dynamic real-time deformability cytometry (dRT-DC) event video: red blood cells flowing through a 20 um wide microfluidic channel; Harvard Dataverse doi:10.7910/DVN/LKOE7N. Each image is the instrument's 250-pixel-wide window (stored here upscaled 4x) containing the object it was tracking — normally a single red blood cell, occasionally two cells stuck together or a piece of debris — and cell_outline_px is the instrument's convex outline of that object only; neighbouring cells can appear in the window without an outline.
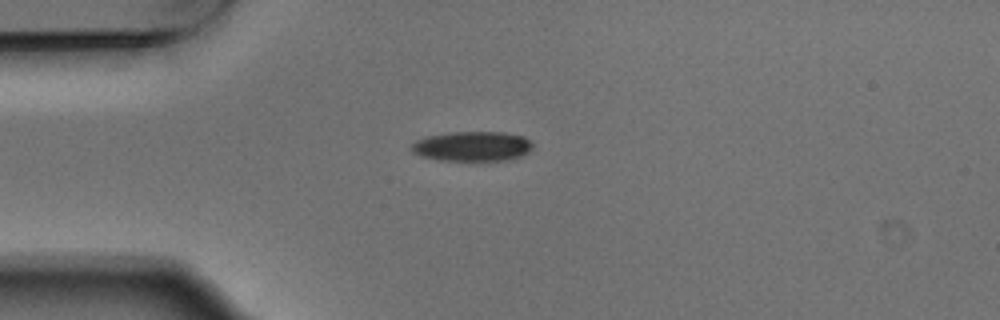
{"species": "Egyptian fruit bat (a non-hibernating species)", "species_latin": "Rousettus aegyptiacus", "temperature_condition": "warm", "stored_images_in_passage": 6, "camera_frame_rate_fps": 3000, "um_per_image_px": 0.085, "animal": {"sex": "male"}, "frame": {"image": 1, "passage_image": 4, "time_ms": 1.0, "image_size_px": [1000, 320], "cell_outline_px": [[532, 148], [528, 152], [520, 156], [508, 160], [440, 160], [420, 156], [412, 152], [412, 144], [416, 140], [428, 136], [452, 132], [504, 132], [524, 136], [532, 140]], "centroid_in_image_um": [40.17, 12.43], "position_along_channel_um": 44.8, "area_um2": 21.04}}
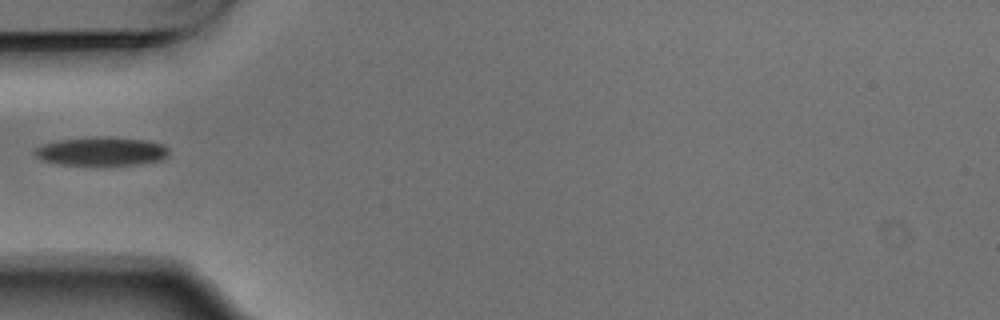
{"frame": {"image": 2, "passage_image": 5, "time_ms": 1.333, "image_size_px": [1000, 320], "cell_outline_px": [[168, 156], [164, 160], [136, 164], [56, 164], [40, 160], [32, 152], [36, 148], [44, 144], [56, 140], [96, 136], [100, 136], [144, 140], [164, 144], [168, 148]], "centroid_in_image_um": [8.61, 12.85], "position_along_channel_um": 76.4, "area_um2": 22.37}}
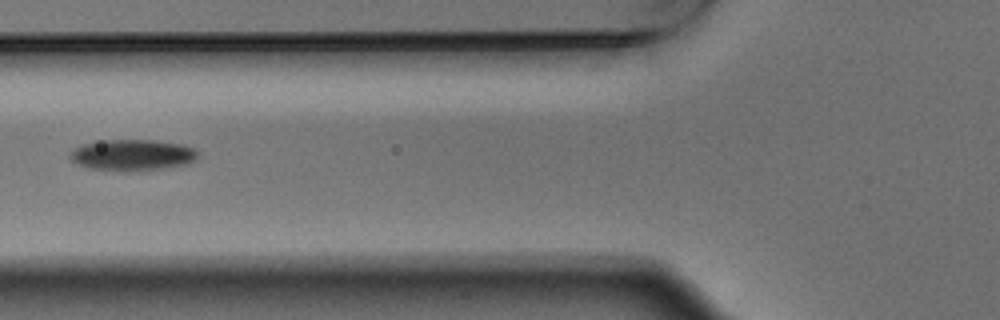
{"frame": {"image": 3, "passage_image": 6, "time_ms": 1.667, "image_size_px": [1000, 320], "cell_outline_px": [[200, 152], [196, 160], [188, 164], [164, 168], [124, 172], [88, 168], [76, 164], [68, 156], [68, 152], [84, 144], [104, 140], [156, 140], [184, 144], [196, 148]], "centroid_in_image_um": [11.29, 13.18], "position_along_channel_um": 114.5, "area_um2": 23.7}}